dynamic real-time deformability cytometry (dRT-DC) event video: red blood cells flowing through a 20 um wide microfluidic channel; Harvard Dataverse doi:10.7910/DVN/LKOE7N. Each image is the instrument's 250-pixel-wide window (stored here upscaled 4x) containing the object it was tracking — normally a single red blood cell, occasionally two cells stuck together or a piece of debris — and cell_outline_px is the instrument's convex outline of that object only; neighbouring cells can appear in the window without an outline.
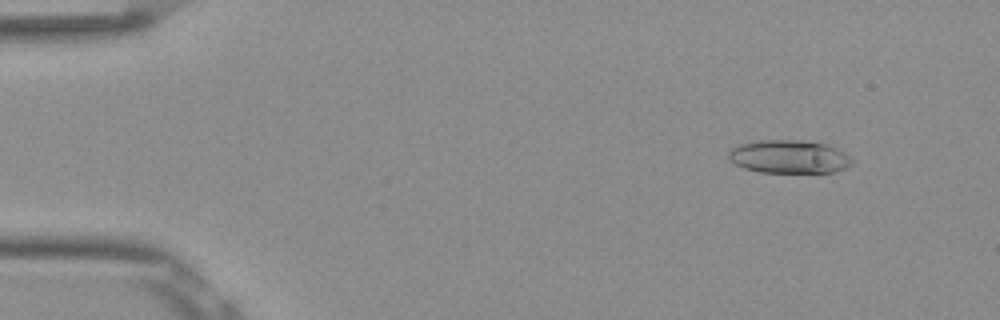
{"species": "Egyptian fruit bat (a non-hibernating species)", "species_latin": "Rousettus aegyptiacus", "temperature_condition": "room temperature", "stored_images_in_passage": 53, "camera_frame_rate_fps": 3000, "um_per_image_px": 0.085, "frame": {"image": 1, "passage_image": 6, "time_ms": 1.667, "image_size_px": [1000, 320], "cell_outline_px": [[856, 160], [852, 164], [836, 172], [760, 172], [744, 168], [728, 160], [728, 152], [732, 148], [740, 144], [760, 140], [804, 140], [828, 144], [844, 152]], "centroid_in_image_um": [67.1, 13.31], "position_along_channel_um": 17.9, "area_um2": 24.1}}
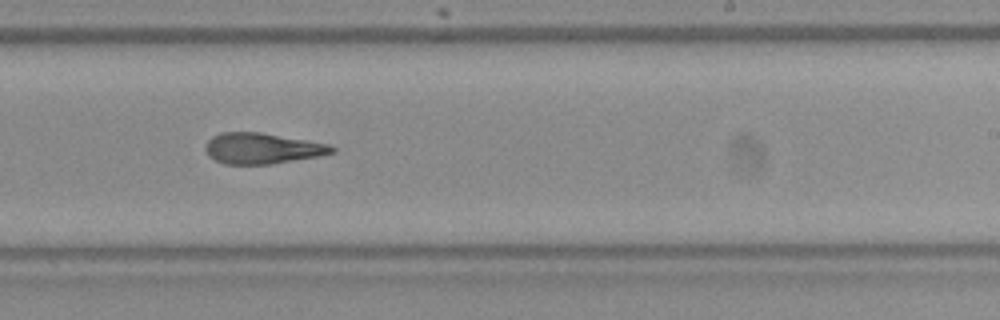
{"frame": {"image": 2, "passage_image": 33, "time_ms": 10.667, "image_size_px": [1000, 320], "cell_outline_px": [[336, 152], [316, 156], [268, 164], [224, 164], [208, 156], [204, 148], [208, 140], [212, 136], [220, 132], [260, 132], [328, 144], [336, 148]], "centroid_in_image_um": [22.23, 12.6], "position_along_channel_um": 266.8, "area_um2": 22.48}}
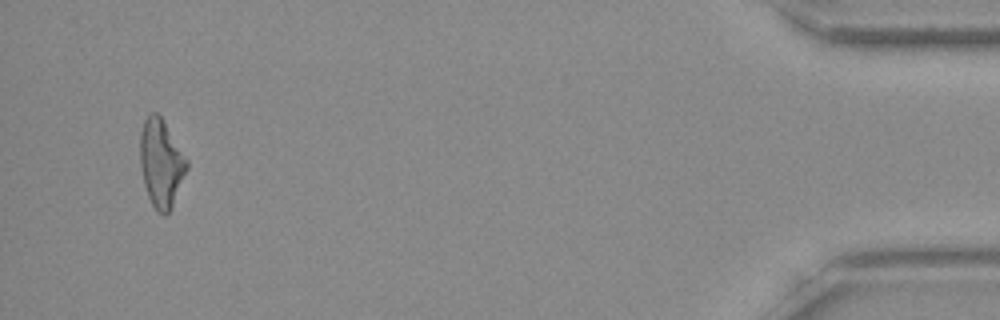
{"frame": {"image": 3, "passage_image": 51, "time_ms": 16.667, "image_size_px": [1000, 320], "cell_outline_px": [[188, 168], [172, 204], [168, 212], [164, 216], [156, 212], [148, 196], [144, 184], [140, 164], [140, 132], [144, 120], [152, 112], [156, 112], [160, 116], [188, 160]], "centroid_in_image_um": [13.68, 13.87], "position_along_channel_um": 421.5, "area_um2": 23.58}, "authors_computed_cell_mechanics": {"area_um2": 23.5824, "velocity_mm_per_s": 3.8715, "shape_relaxation_time_tau1_ms": null, "shape_relaxation_time_tau2_ms": 3.9915, "deformation_change_tau1": null, "deformation_change_tau2": 0.1457}}